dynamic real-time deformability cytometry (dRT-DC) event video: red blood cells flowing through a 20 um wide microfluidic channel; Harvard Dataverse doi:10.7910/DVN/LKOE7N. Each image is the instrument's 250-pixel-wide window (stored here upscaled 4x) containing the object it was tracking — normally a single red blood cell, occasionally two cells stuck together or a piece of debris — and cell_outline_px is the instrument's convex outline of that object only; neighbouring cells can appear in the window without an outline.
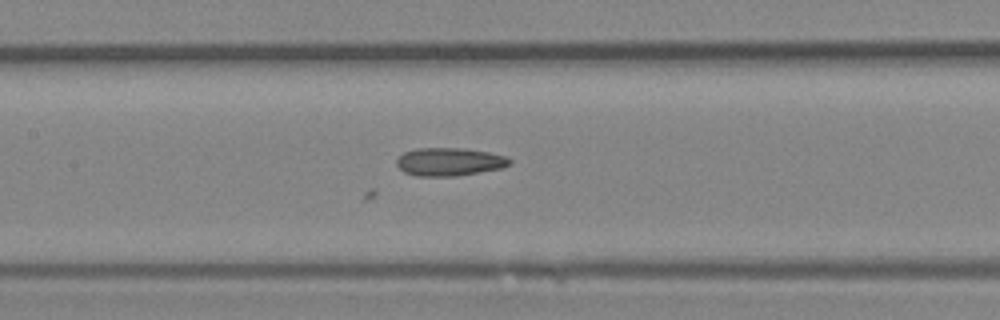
{"species": "Egyptian fruit bat (a non-hibernating species)", "species_latin": "Rousettus aegyptiacus", "temperature_condition": "room temperature", "stored_images_in_passage": 41, "camera_frame_rate_fps": 3000, "um_per_image_px": 0.085, "animal": {"sex": "female"}, "frame": {"image": 1, "passage_image": 20, "time_ms": 6.333, "image_size_px": [1000, 320], "cell_outline_px": [[512, 164], [504, 168], [456, 176], [416, 176], [404, 172], [396, 164], [396, 160], [404, 152], [416, 148], [464, 148], [488, 152], [508, 156], [512, 160]], "centroid_in_image_um": [38.24, 13.75], "position_along_channel_um": 169.2, "area_um2": 18.73}}
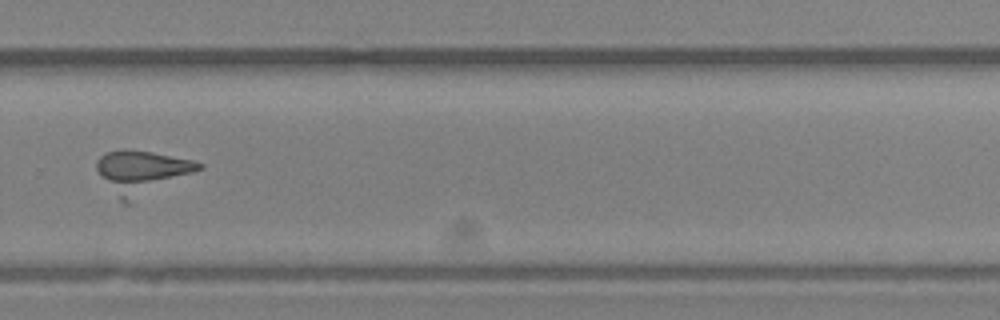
{"frame": {"image": 2, "passage_image": 29, "time_ms": 9.333, "image_size_px": [1000, 320], "cell_outline_px": [[204, 168], [128, 204], [124, 204], [120, 200], [96, 168], [96, 160], [104, 152], [124, 148], [152, 152], [192, 160], [204, 164]], "centroid_in_image_um": [12.07, 14.61], "position_along_channel_um": 317.7, "area_um2": 25.61}}
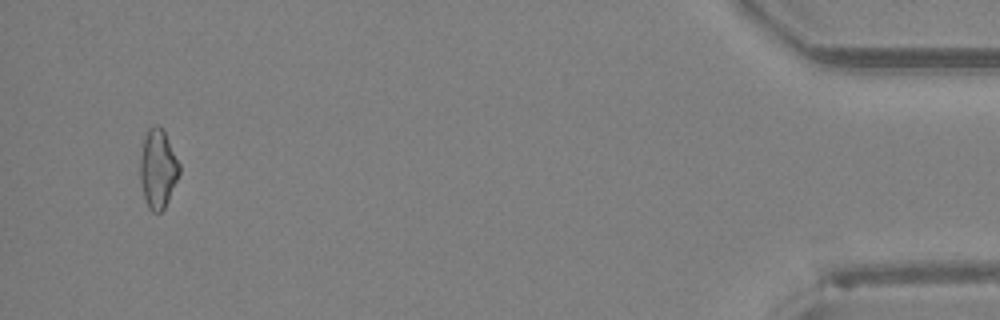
{"frame": {"image": 3, "passage_image": 40, "time_ms": 13.0, "image_size_px": [1000, 320], "cell_outline_px": [[180, 172], [168, 200], [164, 208], [160, 212], [152, 212], [148, 208], [144, 196], [140, 180], [140, 160], [144, 136], [148, 128], [152, 124], [156, 124], [164, 128], [180, 164]], "centroid_in_image_um": [13.42, 14.29], "position_along_channel_um": 421.8, "area_um2": 18.21}}